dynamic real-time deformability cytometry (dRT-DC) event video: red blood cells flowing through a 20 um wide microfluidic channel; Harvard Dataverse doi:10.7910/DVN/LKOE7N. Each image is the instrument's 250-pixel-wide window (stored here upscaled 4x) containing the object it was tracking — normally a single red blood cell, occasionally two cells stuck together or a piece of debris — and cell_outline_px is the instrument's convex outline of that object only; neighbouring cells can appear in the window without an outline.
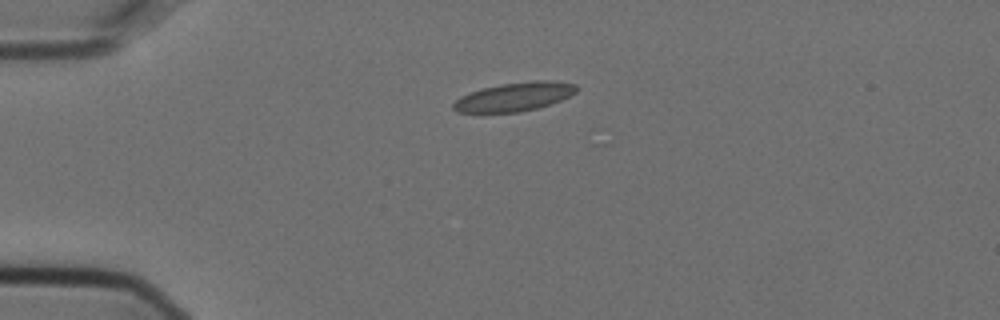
{"species": "Egyptian fruit bat (a non-hibernating species)", "species_latin": "Rousettus aegyptiacus", "temperature_condition": "cold", "stored_images_in_passage": 3, "camera_frame_rate_fps": 3000, "um_per_image_px": 0.085, "animal": {"sex": "female"}, "frame": {"image": 1, "passage_image": 1, "time_ms": 0.0, "image_size_px": [1000, 320], "cell_outline_px": [[576, 92], [560, 100], [536, 108], [520, 112], [456, 112], [452, 108], [452, 104], [460, 96], [484, 88], [500, 84], [532, 80], [548, 80], [576, 84]], "centroid_in_image_um": [43.7, 8.22], "position_along_channel_um": 41.3, "area_um2": 20.35}}
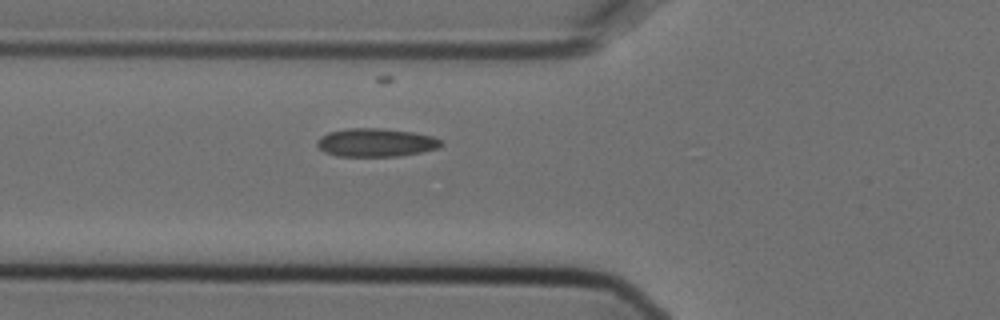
{"frame": {"image": 2, "passage_image": 3, "time_ms": 0.667, "image_size_px": [1000, 320], "cell_outline_px": [[444, 144], [440, 148], [420, 152], [396, 156], [336, 156], [324, 152], [316, 144], [316, 140], [320, 136], [328, 132], [348, 128], [380, 128], [412, 132], [432, 136], [440, 140]], "centroid_in_image_um": [31.92, 12.11], "position_along_channel_um": 93.9, "area_um2": 20.52}}